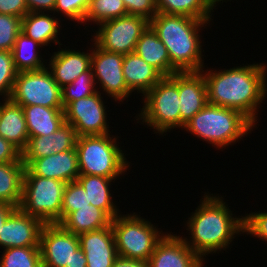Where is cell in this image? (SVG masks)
Listing matches in <instances>:
<instances>
[{"mask_svg":"<svg viewBox=\"0 0 267 267\" xmlns=\"http://www.w3.org/2000/svg\"><path fill=\"white\" fill-rule=\"evenodd\" d=\"M209 104L241 112L255 126L258 109L267 96V66L254 63L230 69H202ZM257 115V116H256Z\"/></svg>","mask_w":267,"mask_h":267,"instance_id":"cell-1","label":"cell"},{"mask_svg":"<svg viewBox=\"0 0 267 267\" xmlns=\"http://www.w3.org/2000/svg\"><path fill=\"white\" fill-rule=\"evenodd\" d=\"M206 194V195H205ZM187 220L191 239L186 244L204 261L208 254L226 250L236 235L244 233V217L234 216L224 198L205 193ZM191 233V234H190Z\"/></svg>","mask_w":267,"mask_h":267,"instance_id":"cell-2","label":"cell"},{"mask_svg":"<svg viewBox=\"0 0 267 267\" xmlns=\"http://www.w3.org/2000/svg\"><path fill=\"white\" fill-rule=\"evenodd\" d=\"M210 21L157 13L150 20V26L166 46L171 65L178 72L201 71L205 66L199 32Z\"/></svg>","mask_w":267,"mask_h":267,"instance_id":"cell-3","label":"cell"},{"mask_svg":"<svg viewBox=\"0 0 267 267\" xmlns=\"http://www.w3.org/2000/svg\"><path fill=\"white\" fill-rule=\"evenodd\" d=\"M254 127L241 112L208 103L184 129L216 149H222L250 134Z\"/></svg>","mask_w":267,"mask_h":267,"instance_id":"cell-4","label":"cell"},{"mask_svg":"<svg viewBox=\"0 0 267 267\" xmlns=\"http://www.w3.org/2000/svg\"><path fill=\"white\" fill-rule=\"evenodd\" d=\"M116 140L117 138L110 133L79 136L75 148L80 174L97 175L116 180L127 169L129 170V161Z\"/></svg>","mask_w":267,"mask_h":267,"instance_id":"cell-5","label":"cell"},{"mask_svg":"<svg viewBox=\"0 0 267 267\" xmlns=\"http://www.w3.org/2000/svg\"><path fill=\"white\" fill-rule=\"evenodd\" d=\"M143 101L144 106L140 108L136 120H142V124L155 129L154 132L159 133V136L180 128L178 72L164 76L144 95Z\"/></svg>","mask_w":267,"mask_h":267,"instance_id":"cell-6","label":"cell"},{"mask_svg":"<svg viewBox=\"0 0 267 267\" xmlns=\"http://www.w3.org/2000/svg\"><path fill=\"white\" fill-rule=\"evenodd\" d=\"M131 214H119L111 222L118 256L148 261L164 232L140 214Z\"/></svg>","mask_w":267,"mask_h":267,"instance_id":"cell-7","label":"cell"},{"mask_svg":"<svg viewBox=\"0 0 267 267\" xmlns=\"http://www.w3.org/2000/svg\"><path fill=\"white\" fill-rule=\"evenodd\" d=\"M66 184L52 178L24 176L19 208L44 224H59Z\"/></svg>","mask_w":267,"mask_h":267,"instance_id":"cell-8","label":"cell"},{"mask_svg":"<svg viewBox=\"0 0 267 267\" xmlns=\"http://www.w3.org/2000/svg\"><path fill=\"white\" fill-rule=\"evenodd\" d=\"M9 99L21 106L63 108L62 88L47 67L18 72Z\"/></svg>","mask_w":267,"mask_h":267,"instance_id":"cell-9","label":"cell"},{"mask_svg":"<svg viewBox=\"0 0 267 267\" xmlns=\"http://www.w3.org/2000/svg\"><path fill=\"white\" fill-rule=\"evenodd\" d=\"M93 42L101 49L120 54L134 52L142 33L150 25V21L135 15L113 18L98 24Z\"/></svg>","mask_w":267,"mask_h":267,"instance_id":"cell-10","label":"cell"},{"mask_svg":"<svg viewBox=\"0 0 267 267\" xmlns=\"http://www.w3.org/2000/svg\"><path fill=\"white\" fill-rule=\"evenodd\" d=\"M101 94L97 91L64 107L65 122L72 125L78 137L109 134L107 108Z\"/></svg>","mask_w":267,"mask_h":267,"instance_id":"cell-11","label":"cell"},{"mask_svg":"<svg viewBox=\"0 0 267 267\" xmlns=\"http://www.w3.org/2000/svg\"><path fill=\"white\" fill-rule=\"evenodd\" d=\"M123 58V54L105 51L95 43L91 48V68L95 83L101 84L99 87L115 102H123L132 93L122 72Z\"/></svg>","mask_w":267,"mask_h":267,"instance_id":"cell-12","label":"cell"},{"mask_svg":"<svg viewBox=\"0 0 267 267\" xmlns=\"http://www.w3.org/2000/svg\"><path fill=\"white\" fill-rule=\"evenodd\" d=\"M39 248L42 267H65L73 253L80 248V240L60 224H44Z\"/></svg>","mask_w":267,"mask_h":267,"instance_id":"cell-13","label":"cell"},{"mask_svg":"<svg viewBox=\"0 0 267 267\" xmlns=\"http://www.w3.org/2000/svg\"><path fill=\"white\" fill-rule=\"evenodd\" d=\"M22 161L26 166L24 176H41L69 183L80 175L76 148L42 158H22Z\"/></svg>","mask_w":267,"mask_h":267,"instance_id":"cell-14","label":"cell"},{"mask_svg":"<svg viewBox=\"0 0 267 267\" xmlns=\"http://www.w3.org/2000/svg\"><path fill=\"white\" fill-rule=\"evenodd\" d=\"M44 223L20 208H16L8 217L0 231V246L11 247L39 246Z\"/></svg>","mask_w":267,"mask_h":267,"instance_id":"cell-15","label":"cell"},{"mask_svg":"<svg viewBox=\"0 0 267 267\" xmlns=\"http://www.w3.org/2000/svg\"><path fill=\"white\" fill-rule=\"evenodd\" d=\"M149 267H203V260L186 244L184 237L166 233L148 260Z\"/></svg>","mask_w":267,"mask_h":267,"instance_id":"cell-16","label":"cell"},{"mask_svg":"<svg viewBox=\"0 0 267 267\" xmlns=\"http://www.w3.org/2000/svg\"><path fill=\"white\" fill-rule=\"evenodd\" d=\"M178 92L181 101L180 127L186 124L207 104V88L203 72H178Z\"/></svg>","mask_w":267,"mask_h":267,"instance_id":"cell-17","label":"cell"},{"mask_svg":"<svg viewBox=\"0 0 267 267\" xmlns=\"http://www.w3.org/2000/svg\"><path fill=\"white\" fill-rule=\"evenodd\" d=\"M78 237L87 259V267H113L118 253L111 225Z\"/></svg>","mask_w":267,"mask_h":267,"instance_id":"cell-18","label":"cell"},{"mask_svg":"<svg viewBox=\"0 0 267 267\" xmlns=\"http://www.w3.org/2000/svg\"><path fill=\"white\" fill-rule=\"evenodd\" d=\"M90 53L62 49L54 52L48 64L55 82L61 87L71 84L79 75L91 68V50Z\"/></svg>","mask_w":267,"mask_h":267,"instance_id":"cell-19","label":"cell"},{"mask_svg":"<svg viewBox=\"0 0 267 267\" xmlns=\"http://www.w3.org/2000/svg\"><path fill=\"white\" fill-rule=\"evenodd\" d=\"M122 72L127 87L132 92L142 93V96L164 77L156 68L146 63L135 52L124 55Z\"/></svg>","mask_w":267,"mask_h":267,"instance_id":"cell-20","label":"cell"},{"mask_svg":"<svg viewBox=\"0 0 267 267\" xmlns=\"http://www.w3.org/2000/svg\"><path fill=\"white\" fill-rule=\"evenodd\" d=\"M2 100L4 102L0 114V136L22 152L29 139L23 108L10 99Z\"/></svg>","mask_w":267,"mask_h":267,"instance_id":"cell-21","label":"cell"},{"mask_svg":"<svg viewBox=\"0 0 267 267\" xmlns=\"http://www.w3.org/2000/svg\"><path fill=\"white\" fill-rule=\"evenodd\" d=\"M134 52L146 63L156 68L163 76H171L178 72L171 65L166 46L150 25L140 36Z\"/></svg>","mask_w":267,"mask_h":267,"instance_id":"cell-22","label":"cell"},{"mask_svg":"<svg viewBox=\"0 0 267 267\" xmlns=\"http://www.w3.org/2000/svg\"><path fill=\"white\" fill-rule=\"evenodd\" d=\"M48 12H28L21 21V32L35 40L42 47L50 43L62 45L58 38L60 35L59 19ZM60 26V27H59Z\"/></svg>","mask_w":267,"mask_h":267,"instance_id":"cell-23","label":"cell"},{"mask_svg":"<svg viewBox=\"0 0 267 267\" xmlns=\"http://www.w3.org/2000/svg\"><path fill=\"white\" fill-rule=\"evenodd\" d=\"M29 137L49 136L65 122L64 108L22 106Z\"/></svg>","mask_w":267,"mask_h":267,"instance_id":"cell-24","label":"cell"},{"mask_svg":"<svg viewBox=\"0 0 267 267\" xmlns=\"http://www.w3.org/2000/svg\"><path fill=\"white\" fill-rule=\"evenodd\" d=\"M77 181L84 188L88 202H90L91 205L104 210L112 219L120 214L119 208H117L113 202L110 193L111 182H115V179L97 175L80 174L77 177Z\"/></svg>","mask_w":267,"mask_h":267,"instance_id":"cell-25","label":"cell"},{"mask_svg":"<svg viewBox=\"0 0 267 267\" xmlns=\"http://www.w3.org/2000/svg\"><path fill=\"white\" fill-rule=\"evenodd\" d=\"M112 218L102 209L93 205L69 213L59 224L70 233L80 234L110 226Z\"/></svg>","mask_w":267,"mask_h":267,"instance_id":"cell-26","label":"cell"},{"mask_svg":"<svg viewBox=\"0 0 267 267\" xmlns=\"http://www.w3.org/2000/svg\"><path fill=\"white\" fill-rule=\"evenodd\" d=\"M25 169L22 159L17 162L0 163V202L19 208Z\"/></svg>","mask_w":267,"mask_h":267,"instance_id":"cell-27","label":"cell"},{"mask_svg":"<svg viewBox=\"0 0 267 267\" xmlns=\"http://www.w3.org/2000/svg\"><path fill=\"white\" fill-rule=\"evenodd\" d=\"M158 13L183 15L200 20H213L216 7L211 0H156Z\"/></svg>","mask_w":267,"mask_h":267,"instance_id":"cell-28","label":"cell"},{"mask_svg":"<svg viewBox=\"0 0 267 267\" xmlns=\"http://www.w3.org/2000/svg\"><path fill=\"white\" fill-rule=\"evenodd\" d=\"M42 46L35 40L20 32L12 49L15 68L18 72L39 70L46 65L38 48ZM43 61V62H42Z\"/></svg>","mask_w":267,"mask_h":267,"instance_id":"cell-29","label":"cell"},{"mask_svg":"<svg viewBox=\"0 0 267 267\" xmlns=\"http://www.w3.org/2000/svg\"><path fill=\"white\" fill-rule=\"evenodd\" d=\"M126 15L128 14L123 0H90L84 25L86 22H94L98 26L104 21Z\"/></svg>","mask_w":267,"mask_h":267,"instance_id":"cell-30","label":"cell"},{"mask_svg":"<svg viewBox=\"0 0 267 267\" xmlns=\"http://www.w3.org/2000/svg\"><path fill=\"white\" fill-rule=\"evenodd\" d=\"M0 267H42L39 246L4 249L0 257Z\"/></svg>","mask_w":267,"mask_h":267,"instance_id":"cell-31","label":"cell"},{"mask_svg":"<svg viewBox=\"0 0 267 267\" xmlns=\"http://www.w3.org/2000/svg\"><path fill=\"white\" fill-rule=\"evenodd\" d=\"M94 80L92 68L82 73L71 84L62 88V105L63 108L75 100L89 97L98 90Z\"/></svg>","mask_w":267,"mask_h":267,"instance_id":"cell-32","label":"cell"},{"mask_svg":"<svg viewBox=\"0 0 267 267\" xmlns=\"http://www.w3.org/2000/svg\"><path fill=\"white\" fill-rule=\"evenodd\" d=\"M87 194L82 185L76 180L66 184L61 210V221L71 212L83 207H89Z\"/></svg>","mask_w":267,"mask_h":267,"instance_id":"cell-33","label":"cell"},{"mask_svg":"<svg viewBox=\"0 0 267 267\" xmlns=\"http://www.w3.org/2000/svg\"><path fill=\"white\" fill-rule=\"evenodd\" d=\"M18 71L11 51H0V96L9 99Z\"/></svg>","mask_w":267,"mask_h":267,"instance_id":"cell-34","label":"cell"},{"mask_svg":"<svg viewBox=\"0 0 267 267\" xmlns=\"http://www.w3.org/2000/svg\"><path fill=\"white\" fill-rule=\"evenodd\" d=\"M22 18L0 14V51H12L21 32Z\"/></svg>","mask_w":267,"mask_h":267,"instance_id":"cell-35","label":"cell"},{"mask_svg":"<svg viewBox=\"0 0 267 267\" xmlns=\"http://www.w3.org/2000/svg\"><path fill=\"white\" fill-rule=\"evenodd\" d=\"M51 144L53 154L75 149L77 133L71 124L64 122L60 128L51 133Z\"/></svg>","mask_w":267,"mask_h":267,"instance_id":"cell-36","label":"cell"},{"mask_svg":"<svg viewBox=\"0 0 267 267\" xmlns=\"http://www.w3.org/2000/svg\"><path fill=\"white\" fill-rule=\"evenodd\" d=\"M90 0H56L54 13L65 15L71 21L84 23L85 14L87 12ZM60 12V13H59Z\"/></svg>","mask_w":267,"mask_h":267,"instance_id":"cell-37","label":"cell"},{"mask_svg":"<svg viewBox=\"0 0 267 267\" xmlns=\"http://www.w3.org/2000/svg\"><path fill=\"white\" fill-rule=\"evenodd\" d=\"M244 217V233L267 241V212H251L245 214Z\"/></svg>","mask_w":267,"mask_h":267,"instance_id":"cell-38","label":"cell"},{"mask_svg":"<svg viewBox=\"0 0 267 267\" xmlns=\"http://www.w3.org/2000/svg\"><path fill=\"white\" fill-rule=\"evenodd\" d=\"M52 154L51 136L29 137L22 158H42Z\"/></svg>","mask_w":267,"mask_h":267,"instance_id":"cell-39","label":"cell"},{"mask_svg":"<svg viewBox=\"0 0 267 267\" xmlns=\"http://www.w3.org/2000/svg\"><path fill=\"white\" fill-rule=\"evenodd\" d=\"M128 15L151 20L157 13L156 0H123Z\"/></svg>","mask_w":267,"mask_h":267,"instance_id":"cell-40","label":"cell"},{"mask_svg":"<svg viewBox=\"0 0 267 267\" xmlns=\"http://www.w3.org/2000/svg\"><path fill=\"white\" fill-rule=\"evenodd\" d=\"M28 13L25 0H0V14L23 18Z\"/></svg>","mask_w":267,"mask_h":267,"instance_id":"cell-41","label":"cell"},{"mask_svg":"<svg viewBox=\"0 0 267 267\" xmlns=\"http://www.w3.org/2000/svg\"><path fill=\"white\" fill-rule=\"evenodd\" d=\"M21 159L22 152L0 136V163L17 162Z\"/></svg>","mask_w":267,"mask_h":267,"instance_id":"cell-42","label":"cell"},{"mask_svg":"<svg viewBox=\"0 0 267 267\" xmlns=\"http://www.w3.org/2000/svg\"><path fill=\"white\" fill-rule=\"evenodd\" d=\"M28 12H50L53 13L56 0H25Z\"/></svg>","mask_w":267,"mask_h":267,"instance_id":"cell-43","label":"cell"},{"mask_svg":"<svg viewBox=\"0 0 267 267\" xmlns=\"http://www.w3.org/2000/svg\"><path fill=\"white\" fill-rule=\"evenodd\" d=\"M113 267H149V262L118 256L114 261Z\"/></svg>","mask_w":267,"mask_h":267,"instance_id":"cell-44","label":"cell"},{"mask_svg":"<svg viewBox=\"0 0 267 267\" xmlns=\"http://www.w3.org/2000/svg\"><path fill=\"white\" fill-rule=\"evenodd\" d=\"M65 267H87V259L81 247L73 253L72 258Z\"/></svg>","mask_w":267,"mask_h":267,"instance_id":"cell-45","label":"cell"},{"mask_svg":"<svg viewBox=\"0 0 267 267\" xmlns=\"http://www.w3.org/2000/svg\"><path fill=\"white\" fill-rule=\"evenodd\" d=\"M16 206L6 202H0V231L2 226L10 216V214L16 209Z\"/></svg>","mask_w":267,"mask_h":267,"instance_id":"cell-46","label":"cell"},{"mask_svg":"<svg viewBox=\"0 0 267 267\" xmlns=\"http://www.w3.org/2000/svg\"><path fill=\"white\" fill-rule=\"evenodd\" d=\"M221 1H222V3H223L224 0H211V2H212L215 6H217V5H216L217 3H219V2L221 3ZM227 1H228V0H227ZM216 2H217V3H216ZM224 2H226V0H225Z\"/></svg>","mask_w":267,"mask_h":267,"instance_id":"cell-47","label":"cell"},{"mask_svg":"<svg viewBox=\"0 0 267 267\" xmlns=\"http://www.w3.org/2000/svg\"><path fill=\"white\" fill-rule=\"evenodd\" d=\"M1 111H2V103H0V114H1Z\"/></svg>","mask_w":267,"mask_h":267,"instance_id":"cell-48","label":"cell"}]
</instances>
